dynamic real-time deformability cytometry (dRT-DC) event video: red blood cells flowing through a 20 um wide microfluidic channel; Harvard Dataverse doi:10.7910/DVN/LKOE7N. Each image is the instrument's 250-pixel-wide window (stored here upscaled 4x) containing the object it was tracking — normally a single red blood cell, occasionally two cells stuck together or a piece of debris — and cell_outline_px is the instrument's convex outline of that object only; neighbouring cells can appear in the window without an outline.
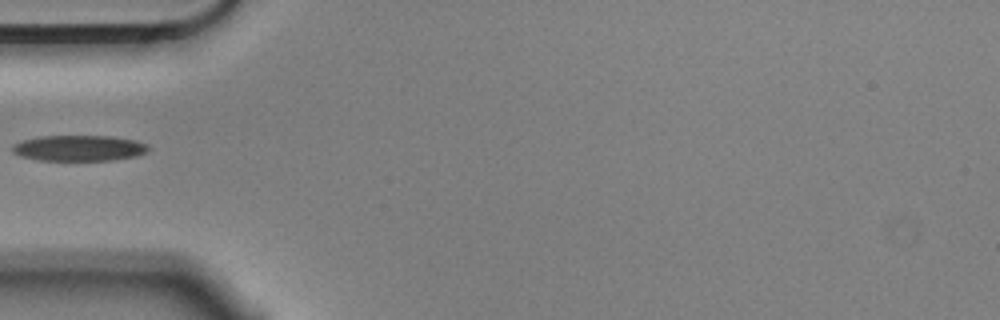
{"species": "Egyptian fruit bat (a non-hibernating species)", "species_latin": "Rousettus aegyptiacus", "temperature_condition": "cold", "stored_images_in_passage": 2, "camera_frame_rate_fps": 3000, "um_per_image_px": 0.085, "animal": {"sex": "male"}, "frame": {"image": 1, "passage_image": 1, "time_ms": 0.0, "image_size_px": [1000, 320], "cell_outline_px": [[148, 148], [144, 152], [136, 156], [112, 160], [40, 160], [20, 156], [12, 152], [12, 144], [24, 140], [40, 136], [112, 136], [136, 140], [148, 144]], "centroid_in_image_um": [6.7, 12.58], "position_along_channel_um": 78.3, "area_um2": 20.35}}
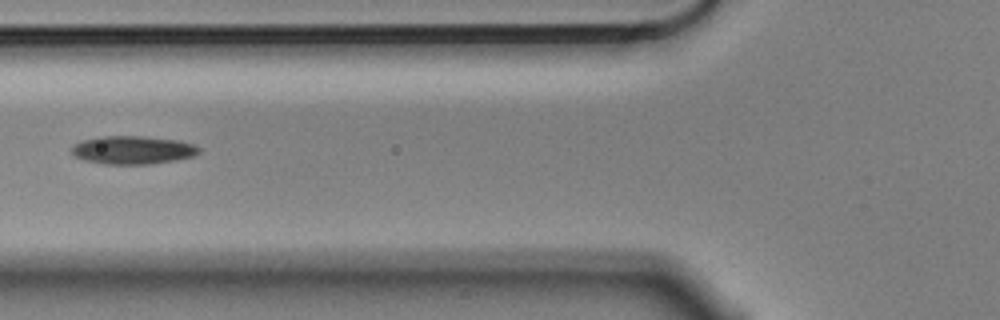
{"frame": {"image": 2, "passage_image": 2, "time_ms": 0.333, "image_size_px": [1000, 320], "cell_outline_px": [[200, 152], [192, 156], [176, 160], [152, 164], [104, 164], [84, 160], [76, 156], [72, 152], [72, 148], [76, 144], [84, 140], [100, 136], [140, 136], [180, 140], [192, 144], [200, 148]], "centroid_in_image_um": [11.32, 12.75], "position_along_channel_um": 114.5, "area_um2": 20.81}}